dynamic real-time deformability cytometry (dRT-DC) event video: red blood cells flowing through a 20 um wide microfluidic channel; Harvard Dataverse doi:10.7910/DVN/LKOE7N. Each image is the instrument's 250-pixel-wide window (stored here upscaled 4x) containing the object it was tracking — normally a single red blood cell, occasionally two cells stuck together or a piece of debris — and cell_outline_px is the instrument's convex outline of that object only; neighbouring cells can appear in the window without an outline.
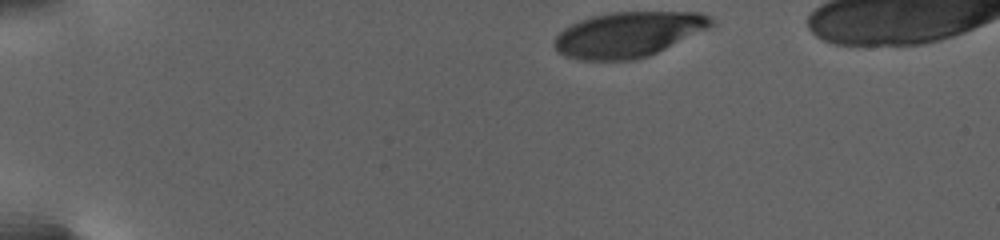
{"species": "human", "species_latin": "Homo sapiens", "temperature_condition": "warm", "stored_images_in_passage": 40, "camera_frame_rate_fps": 3000, "um_per_image_px": 0.085, "donor": {"sex": "female"}, "frame": {"image": 1, "passage_image": 1, "time_ms": 0.0, "image_size_px": [1000, 240], "cell_outline_px": [[716, 24], [708, 28], [648, 56], [632, 60], [580, 60], [564, 56], [552, 44], [556, 36], [564, 28], [580, 20], [592, 16], [612, 12], [700, 12], [708, 16]], "centroid_in_image_um": [53.37, 2.92], "position_along_channel_um": 31.6, "area_um2": 41.04}}
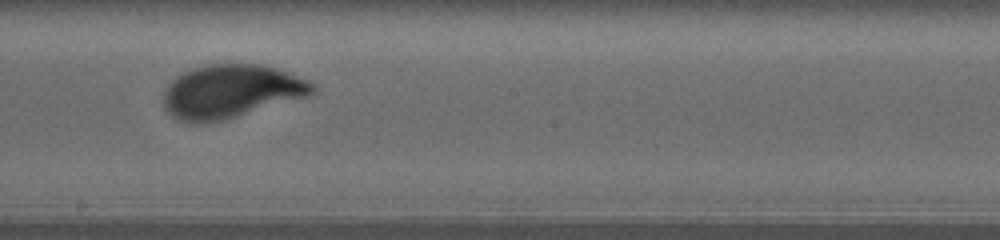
{"frame": {"image": 2, "passage_image": 23, "time_ms": 10.667, "image_size_px": [1000, 240], "cell_outline_px": [[316, 92], [308, 96], [224, 120], [176, 120], [164, 108], [164, 92], [168, 84], [180, 72], [192, 68], [208, 64], [260, 64], [276, 68], [308, 80], [316, 84]], "centroid_in_image_um": [19.66, 7.73], "position_along_channel_um": 228.5, "area_um2": 45.95}}
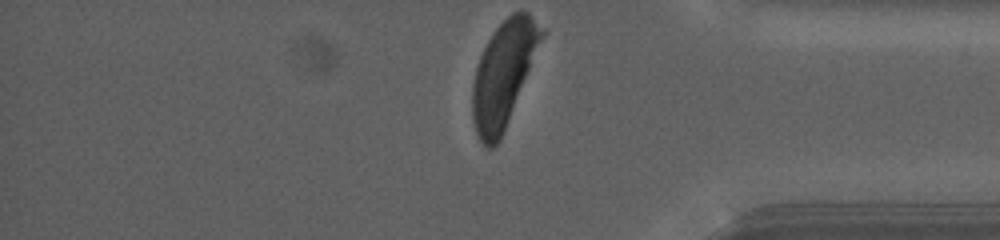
{"frame": {"image": 3, "passage_image": 40, "time_ms": 17.333, "image_size_px": [1000, 240], "cell_outline_px": [[544, 36], [500, 140], [492, 148], [488, 148], [480, 140], [476, 132], [472, 120], [472, 84], [476, 68], [480, 56], [492, 32], [512, 12], [528, 12], [544, 28]], "centroid_in_image_um": [42.79, 6.29], "position_along_channel_um": 392.4, "area_um2": 41.79}, "authors_computed_cell_mechanics": {"area_um2": 44.9684, "velocity_mm_per_s": 2.655, "shape_relaxation_time_tau1_ms": 3.2215, "shape_relaxation_time_tau2_ms": null, "deformation_change_tau1": 0.1642, "deformation_change_tau2": null}}